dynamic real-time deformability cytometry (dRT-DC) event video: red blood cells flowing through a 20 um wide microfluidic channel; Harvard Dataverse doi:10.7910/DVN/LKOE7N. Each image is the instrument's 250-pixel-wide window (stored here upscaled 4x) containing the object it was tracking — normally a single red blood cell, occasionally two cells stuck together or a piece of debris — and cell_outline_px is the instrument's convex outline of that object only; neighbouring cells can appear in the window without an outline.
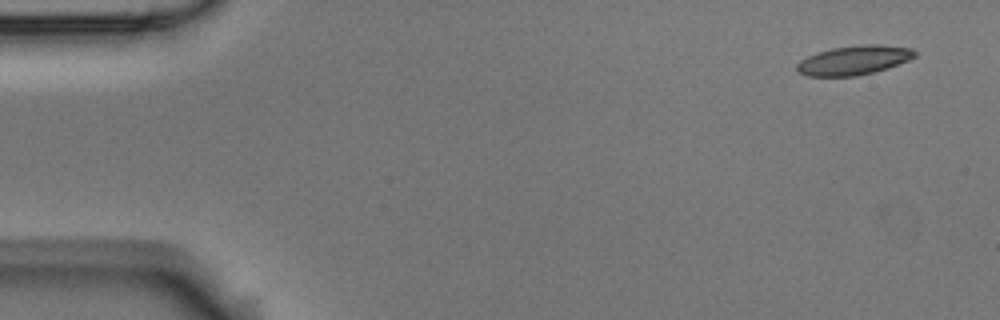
{"species": "Egyptian fruit bat (a non-hibernating species)", "species_latin": "Rousettus aegyptiacus", "temperature_condition": "room temperature", "stored_images_in_passage": 5, "camera_frame_rate_fps": 3000, "um_per_image_px": 0.085, "animal": {"sex": "male"}, "frame": {"image": 1, "passage_image": 1, "time_ms": 0.0, "image_size_px": [1000, 320], "cell_outline_px": [[916, 56], [908, 60], [888, 68], [856, 76], [808, 76], [796, 72], [796, 64], [800, 60], [816, 52], [832, 48], [860, 44], [876, 44], [912, 48], [916, 52]], "centroid_in_image_um": [72.55, 5.11], "position_along_channel_um": 12.4, "area_um2": 20.17}}